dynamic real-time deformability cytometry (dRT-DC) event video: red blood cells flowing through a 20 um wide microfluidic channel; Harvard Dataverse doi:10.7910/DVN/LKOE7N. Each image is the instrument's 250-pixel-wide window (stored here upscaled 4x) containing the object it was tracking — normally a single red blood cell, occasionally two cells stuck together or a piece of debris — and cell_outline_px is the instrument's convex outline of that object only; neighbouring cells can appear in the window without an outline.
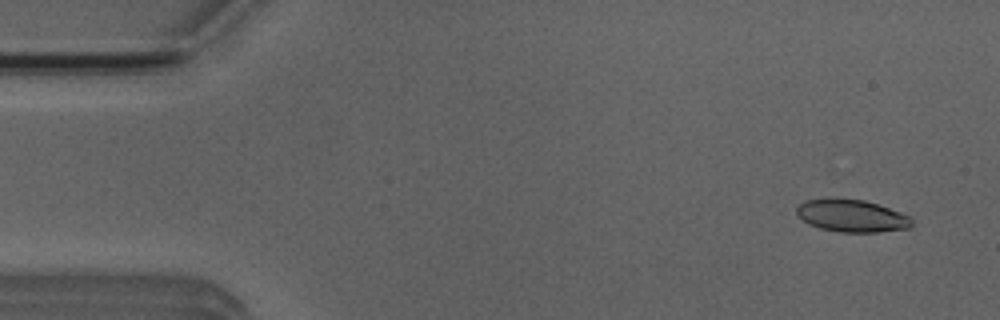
{"species": "Egyptian fruit bat (a non-hibernating species)", "species_latin": "Rousettus aegyptiacus", "temperature_condition": "room temperature", "stored_images_in_passage": 6, "segment_of_instrument_passage": [2, 2], "camera_frame_rate_fps": 3000, "um_per_image_px": 0.085, "animal": {"sex": "male"}, "frame": {"image": 1, "passage_image": 6, "time_ms": 5.667, "image_size_px": [1000, 320], "cell_outline_px": [[912, 224], [908, 228], [880, 232], [840, 232], [820, 228], [808, 224], [796, 216], [796, 208], [804, 200], [864, 200], [900, 212], [908, 216], [912, 220]], "centroid_in_image_um": [72.37, 18.37], "position_along_channel_um": 12.6, "area_um2": 21.27}}